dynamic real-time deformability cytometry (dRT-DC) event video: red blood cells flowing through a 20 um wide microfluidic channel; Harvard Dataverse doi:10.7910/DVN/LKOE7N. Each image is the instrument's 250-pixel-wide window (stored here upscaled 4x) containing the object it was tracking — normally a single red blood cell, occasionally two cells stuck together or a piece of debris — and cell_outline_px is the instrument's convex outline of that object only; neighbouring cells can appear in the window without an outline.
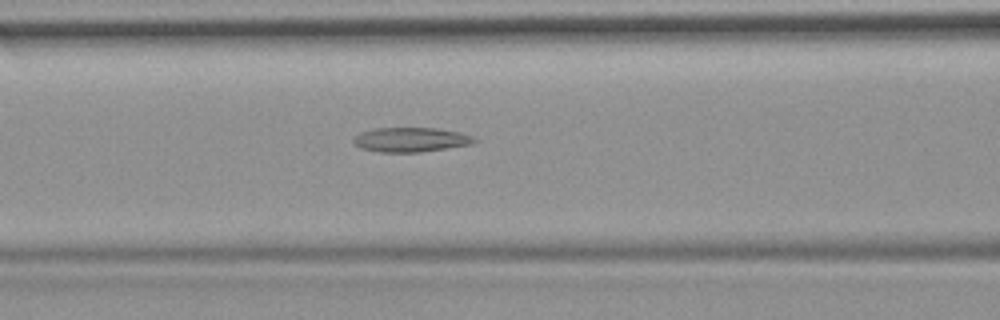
{"species": "common noctule bat (a hibernating species)", "species_latin": "Nyctalus noctula", "temperature_condition": "room temperature", "stored_images_in_passage": 45, "camera_frame_rate_fps": 3000, "um_per_image_px": 0.085, "animal": {"sex": "female", "body_mass_g": 19.9}, "frame": {"image": 1, "passage_image": 14, "time_ms": 4.333, "image_size_px": [1000, 320], "cell_outline_px": [[480, 140], [476, 144], [420, 152], [380, 152], [360, 148], [352, 140], [360, 132], [376, 128], [436, 128], [460, 132], [472, 136]], "centroid_in_image_um": [34.99, 11.87], "position_along_channel_um": 131.6, "area_um2": 17.4}}
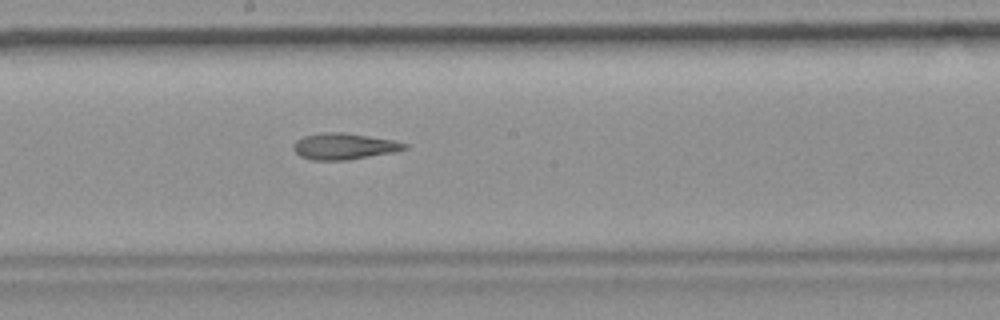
{"frame": {"image": 2, "passage_image": 21, "time_ms": 6.667, "image_size_px": [1000, 320], "cell_outline_px": [[408, 148], [396, 152], [348, 160], [312, 160], [300, 156], [292, 148], [292, 144], [296, 140], [304, 136], [332, 132], [344, 132], [392, 140], [408, 144]], "centroid_in_image_um": [29.25, 12.45], "position_along_channel_um": 218.9, "area_um2": 16.99}}
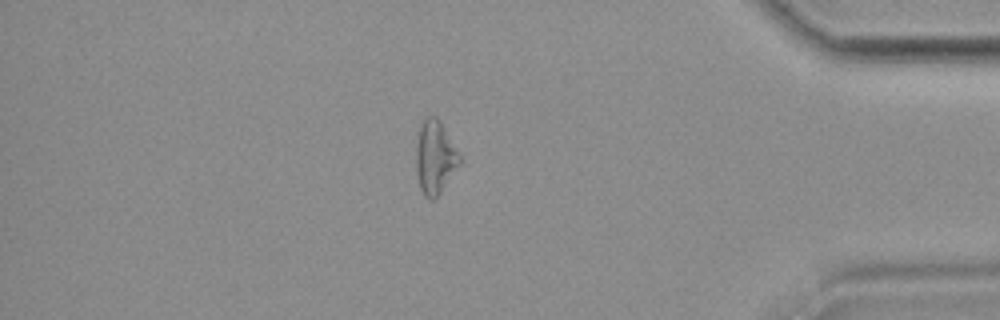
{"frame": {"image": 3, "passage_image": 38, "time_ms": 12.333, "image_size_px": [1000, 320], "cell_outline_px": [[460, 164], [440, 192], [432, 200], [428, 200], [424, 196], [420, 188], [416, 168], [416, 144], [420, 124], [428, 116], [436, 116], [440, 120], [460, 156]], "centroid_in_image_um": [36.95, 13.36], "position_along_channel_um": 398.2, "area_um2": 18.38}, "authors_computed_cell_mechanics": {"area_um2": 17.629, "velocity_mm_per_s": 3.75, "shape_relaxation_time_tau1_ms": null, "shape_relaxation_time_tau2_ms": 8.0343, "deformation_change_tau1": null, "deformation_change_tau2": 0.2138}}